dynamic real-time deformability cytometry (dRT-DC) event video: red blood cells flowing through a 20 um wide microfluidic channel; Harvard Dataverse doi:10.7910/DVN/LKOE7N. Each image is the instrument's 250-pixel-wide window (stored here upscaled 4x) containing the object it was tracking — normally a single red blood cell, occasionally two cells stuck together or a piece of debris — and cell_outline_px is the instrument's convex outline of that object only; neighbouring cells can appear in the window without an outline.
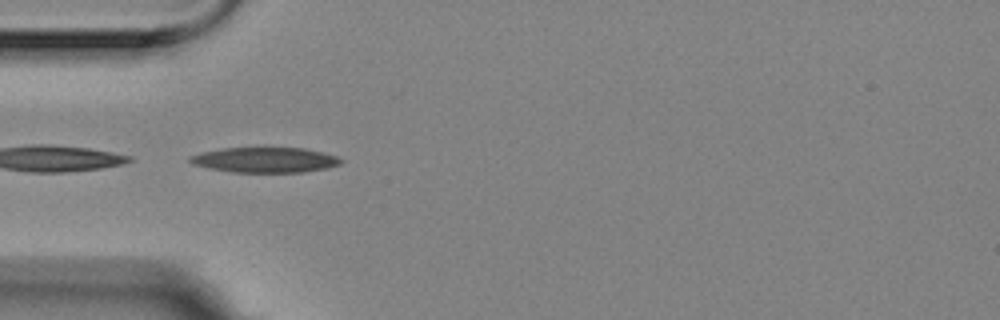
{"species": "Egyptian fruit bat (a non-hibernating species)", "species_latin": "Rousettus aegyptiacus", "temperature_condition": "room temperature", "stored_images_in_passage": 24, "camera_frame_rate_fps": 3000, "um_per_image_px": 0.085, "animal": {"sex": "female"}, "frame": {"image": 1, "passage_image": 1, "time_ms": 0.0, "image_size_px": [1000, 320], "cell_outline_px": [[344, 160], [340, 164], [324, 168], [304, 172], [232, 172], [192, 164], [188, 160], [192, 156], [204, 152], [224, 148], [264, 144], [304, 148], [324, 152], [336, 156]], "centroid_in_image_um": [22.57, 13.53], "position_along_channel_um": 62.4, "area_um2": 23.0}}
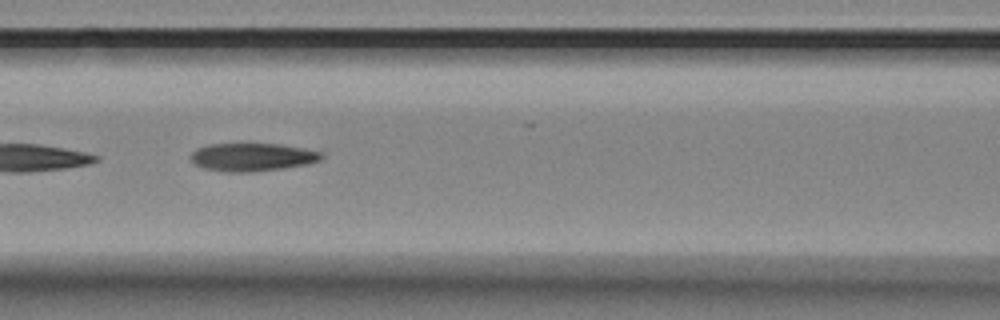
{"frame": {"image": 2, "passage_image": 8, "time_ms": 2.333, "image_size_px": [1000, 320], "cell_outline_px": [[324, 156], [320, 160], [308, 164], [284, 168], [252, 172], [224, 172], [204, 168], [192, 164], [188, 156], [196, 148], [208, 144], [244, 140], [280, 144], [304, 148], [320, 152]], "centroid_in_image_um": [21.36, 13.3], "position_along_channel_um": 145.2, "area_um2": 22.66}}